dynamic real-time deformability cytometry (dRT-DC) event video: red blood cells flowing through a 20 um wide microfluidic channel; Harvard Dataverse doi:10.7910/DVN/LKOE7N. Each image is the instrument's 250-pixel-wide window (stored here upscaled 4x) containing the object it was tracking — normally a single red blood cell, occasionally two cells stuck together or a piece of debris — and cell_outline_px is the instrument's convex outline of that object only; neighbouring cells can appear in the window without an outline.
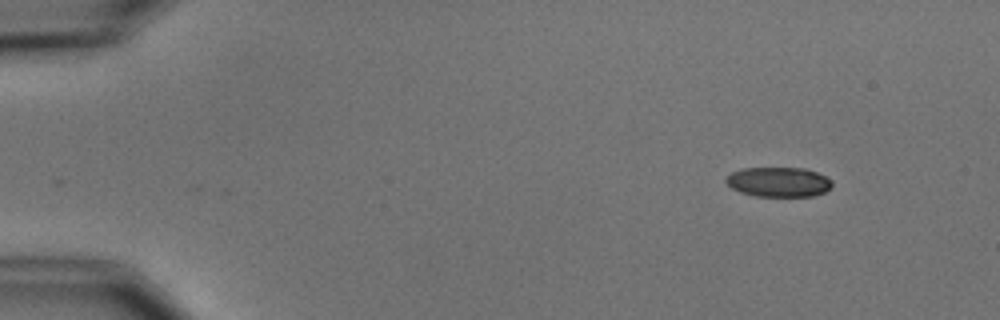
{"species": "common noctule bat (a hibernating species)", "species_latin": "Nyctalus noctula", "temperature_condition": "cold", "stored_images_in_passage": 3, "camera_frame_rate_fps": 3000, "um_per_image_px": 0.085, "animal": {"sex": "male", "body_mass_g": 15.6}, "frame": {"image": 1, "passage_image": 3, "time_ms": 3.333, "image_size_px": [1000, 320], "cell_outline_px": [[832, 188], [824, 192], [812, 196], [756, 196], [740, 192], [732, 188], [724, 180], [732, 172], [744, 168], [804, 168], [816, 172], [832, 180]], "centroid_in_image_um": [66.19, 15.47], "position_along_channel_um": 18.8, "area_um2": 18.32}}